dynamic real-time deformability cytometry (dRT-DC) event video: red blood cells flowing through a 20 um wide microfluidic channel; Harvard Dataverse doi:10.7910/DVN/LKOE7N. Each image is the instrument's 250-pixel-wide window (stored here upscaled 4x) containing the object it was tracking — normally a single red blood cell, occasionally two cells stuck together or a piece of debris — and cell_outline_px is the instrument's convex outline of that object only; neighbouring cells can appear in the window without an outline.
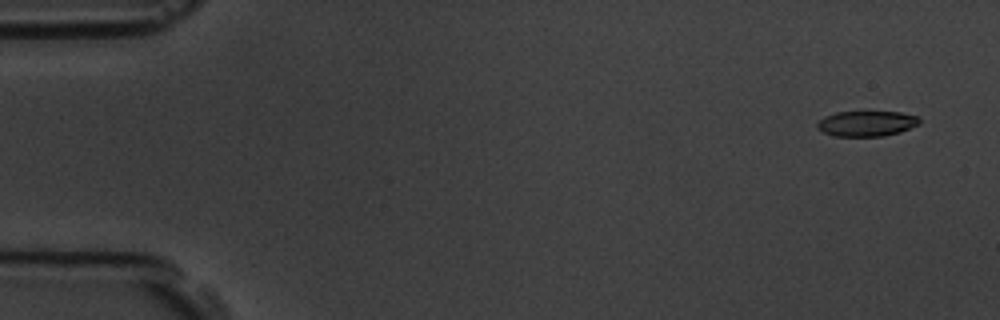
{"species": "common noctule bat (a hibernating species)", "species_latin": "Nyctalus noctula", "temperature_condition": "room temperature", "stored_images_in_passage": 6, "camera_frame_rate_fps": 3000, "um_per_image_px": 0.085, "animal": {"sex": "male", "body_mass_g": 19.5, "forearm_length_mm": 54.6}, "frame": {"image": 1, "passage_image": 1, "time_ms": 0.0, "image_size_px": [1000, 320], "cell_outline_px": [[920, 124], [900, 132], [884, 136], [832, 136], [816, 128], [816, 124], [824, 116], [836, 112], [900, 112], [920, 116]], "centroid_in_image_um": [73.68, 10.5], "position_along_channel_um": 11.3, "area_um2": 15.26}}
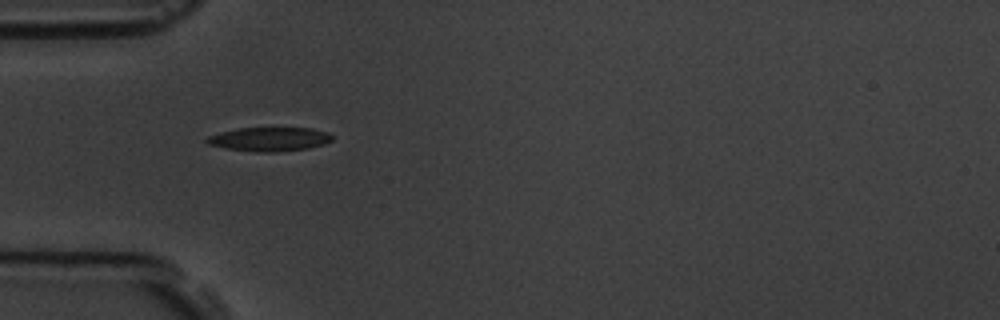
{"frame": {"image": 2, "passage_image": 5, "time_ms": 4.667, "image_size_px": [1000, 320], "cell_outline_px": [[332, 140], [324, 144], [308, 148], [276, 152], [256, 152], [224, 148], [208, 144], [204, 140], [208, 136], [220, 132], [240, 128], [312, 128], [328, 132], [332, 136]], "centroid_in_image_um": [22.89, 11.83], "position_along_channel_um": 62.1, "area_um2": 17.51}}
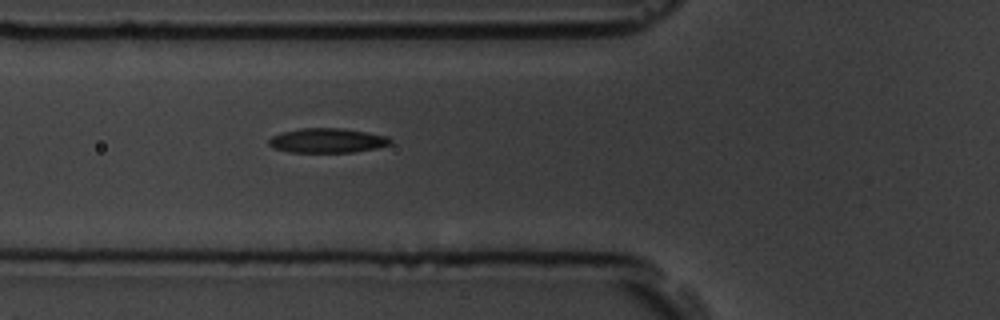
{"frame": {"image": 3, "passage_image": 6, "time_ms": 5.667, "image_size_px": [1000, 320], "cell_outline_px": [[392, 144], [376, 148], [356, 152], [288, 152], [272, 148], [268, 144], [268, 140], [272, 136], [280, 132], [300, 128], [344, 128], [368, 132], [388, 136], [392, 140]], "centroid_in_image_um": [27.82, 11.94], "position_along_channel_um": 98.0, "area_um2": 17.69}}